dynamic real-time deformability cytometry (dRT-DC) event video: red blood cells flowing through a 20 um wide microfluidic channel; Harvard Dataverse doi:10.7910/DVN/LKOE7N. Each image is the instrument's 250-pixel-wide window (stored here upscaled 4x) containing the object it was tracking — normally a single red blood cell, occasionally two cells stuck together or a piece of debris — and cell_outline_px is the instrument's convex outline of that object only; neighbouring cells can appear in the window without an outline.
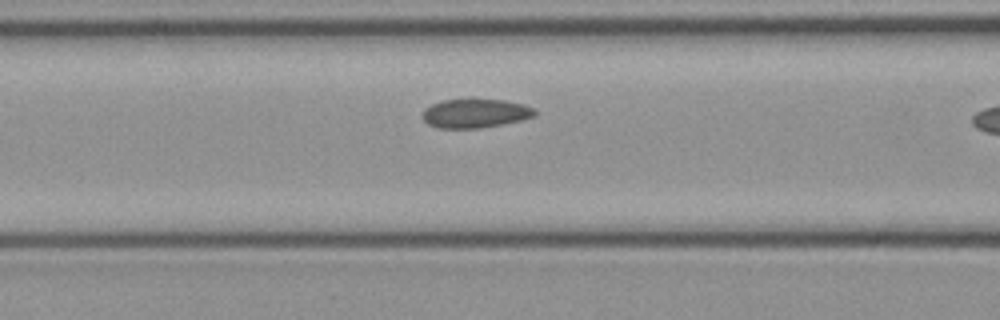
{"species": "common noctule bat (a hibernating species)", "species_latin": "Nyctalus noctula", "temperature_condition": "cold", "stored_images_in_passage": 10, "camera_frame_rate_fps": 3000, "um_per_image_px": 0.085, "animal": {"sex": "female", "body_mass_g": 21.9}, "frame": {"image": 1, "passage_image": 9, "time_ms": 2.667, "image_size_px": [1000, 320], "cell_outline_px": [[536, 116], [520, 120], [480, 128], [436, 128], [428, 124], [420, 116], [424, 108], [432, 104], [444, 100], [504, 100], [524, 104], [532, 108], [536, 112]], "centroid_in_image_um": [40.35, 9.64], "position_along_channel_um": 126.2, "area_um2": 18.79}}